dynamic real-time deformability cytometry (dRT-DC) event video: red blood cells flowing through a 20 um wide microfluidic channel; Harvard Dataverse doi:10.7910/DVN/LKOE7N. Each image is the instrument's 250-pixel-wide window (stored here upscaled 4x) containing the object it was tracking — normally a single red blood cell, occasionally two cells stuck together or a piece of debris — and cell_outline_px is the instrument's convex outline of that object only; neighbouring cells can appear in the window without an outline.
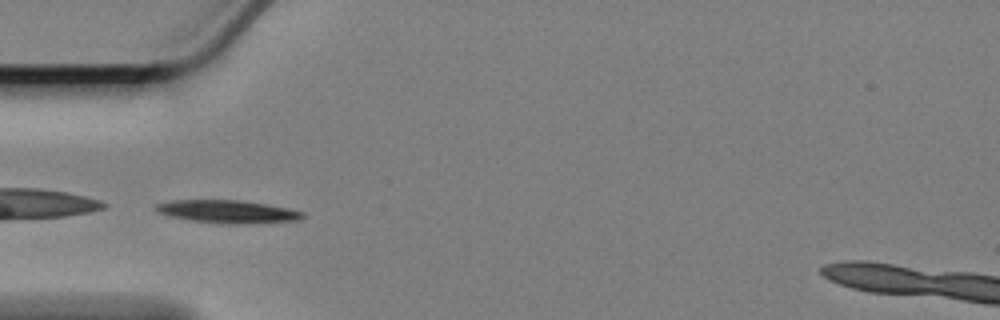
{"species": "Egyptian fruit bat (a non-hibernating species)", "species_latin": "Rousettus aegyptiacus", "temperature_condition": "cold", "stored_images_in_passage": 42, "camera_frame_rate_fps": 3000, "um_per_image_px": 0.085, "animal": {"sex": "female"}, "frame": {"image": 1, "passage_image": 1, "time_ms": 0.0, "image_size_px": [1000, 320], "cell_outline_px": [[304, 216], [300, 220], [248, 224], [228, 224], [192, 220], [168, 216], [156, 212], [152, 208], [156, 204], [172, 200], [240, 200], [288, 208], [304, 212]], "centroid_in_image_um": [19.32, 17.99], "position_along_channel_um": 65.7, "area_um2": 19.65}}
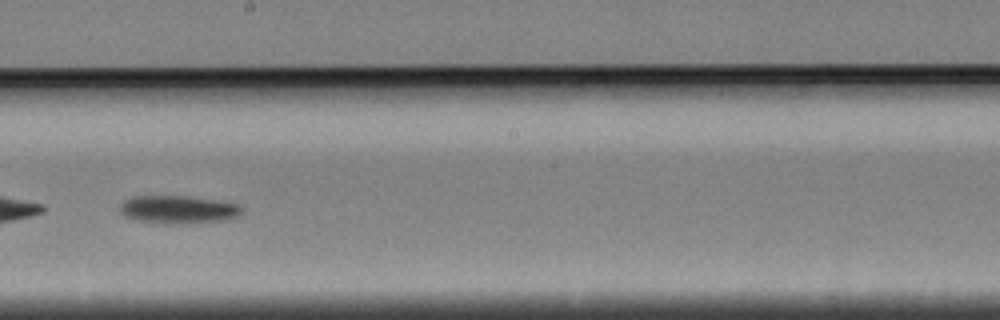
{"frame": {"image": 2, "passage_image": 16, "time_ms": 5.0, "image_size_px": [1000, 320], "cell_outline_px": [[240, 212], [236, 216], [224, 220], [200, 224], [172, 224], [136, 220], [124, 216], [120, 212], [120, 204], [124, 200], [132, 196], [184, 196], [240, 204]], "centroid_in_image_um": [15.1, 17.83], "position_along_channel_um": 233.1, "area_um2": 19.88}}
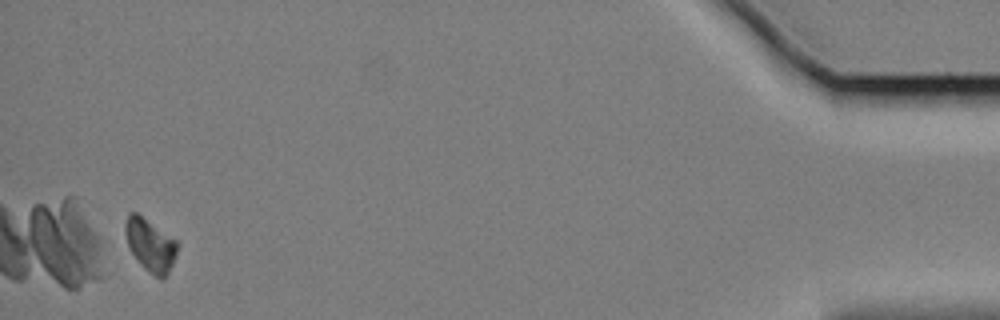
{"frame": {"image": 3, "passage_image": 40, "time_ms": 13.0, "image_size_px": [1000, 320], "cell_outline_px": [[176, 252], [172, 264], [164, 280], [160, 280], [148, 272], [140, 264], [128, 248], [124, 232], [124, 224], [128, 212], [136, 212], [176, 240]], "centroid_in_image_um": [12.72, 20.84], "position_along_channel_um": 422.5, "area_um2": 15.95}, "authors_computed_cell_mechanics": {"area_um2": 18.4093, "velocity_mm_per_s": 3.3498, "shape_relaxation_time_tau1_ms": 1.8625, "shape_relaxation_time_tau2_ms": null, "deformation_change_tau1": 0.095, "deformation_change_tau2": null}}